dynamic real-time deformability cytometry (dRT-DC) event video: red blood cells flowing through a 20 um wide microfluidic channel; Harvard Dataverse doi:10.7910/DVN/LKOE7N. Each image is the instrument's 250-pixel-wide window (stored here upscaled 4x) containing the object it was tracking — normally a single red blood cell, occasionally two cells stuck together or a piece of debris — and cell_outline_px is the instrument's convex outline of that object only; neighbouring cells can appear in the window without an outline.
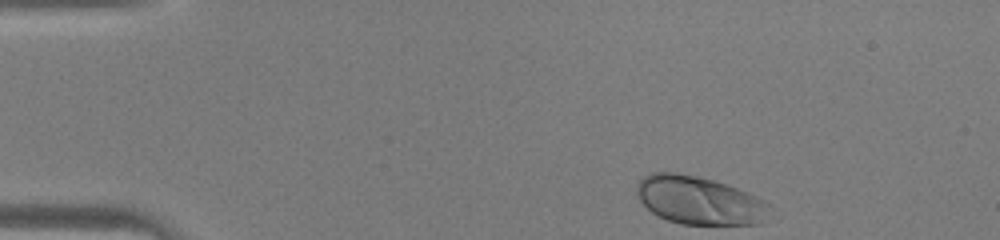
{"species": "human", "species_latin": "Homo sapiens", "temperature_condition": "warm", "stored_images_in_passage": 39, "camera_frame_rate_fps": 3000, "um_per_image_px": 0.085, "donor": {"sex": "male"}, "frame": {"image": 1, "passage_image": 1, "time_ms": 0.0, "image_size_px": [1000, 240], "cell_outline_px": [[768, 204], [760, 224], [680, 224], [668, 220], [652, 212], [640, 200], [636, 192], [636, 184], [644, 176], [652, 172], [676, 172], [696, 176], [712, 180], [736, 188], [764, 200]], "centroid_in_image_um": [59.35, 17.02], "position_along_channel_um": 25.6, "area_um2": 36.59}}
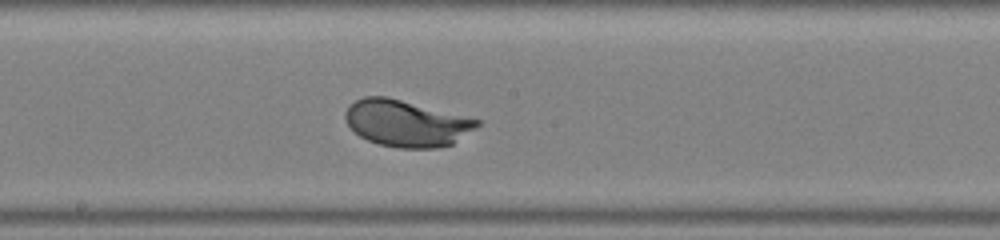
{"frame": {"image": 2, "passage_image": 19, "time_ms": 6.0, "image_size_px": [1000, 240], "cell_outline_px": [[480, 124], [476, 128], [452, 144], [436, 148], [400, 148], [380, 144], [368, 140], [360, 136], [348, 124], [344, 116], [344, 112], [356, 100], [364, 96], [388, 96], [480, 120]], "centroid_in_image_um": [34.54, 10.47], "position_along_channel_um": 213.7, "area_um2": 35.43}}
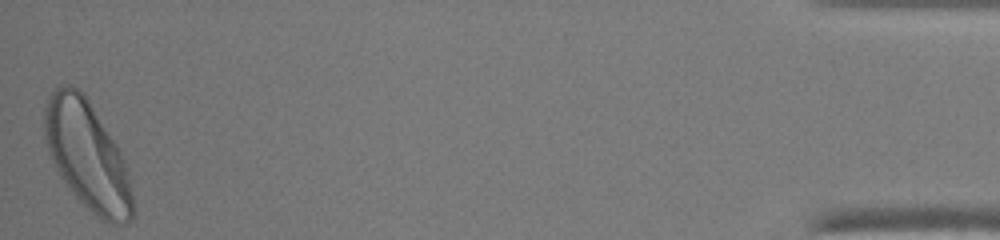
{"frame": {"image": 3, "passage_image": 39, "time_ms": 12.667, "image_size_px": [1000, 240], "cell_outline_px": [[132, 220], [124, 224], [108, 224], [96, 216], [76, 196], [60, 176], [48, 152], [44, 136], [44, 108], [48, 96], [60, 84], [72, 84], [84, 92], [116, 144], [124, 160], [128, 176], [132, 196]], "centroid_in_image_um": [7.39, 13.18], "position_along_channel_um": 427.8, "area_um2": 55.49}}